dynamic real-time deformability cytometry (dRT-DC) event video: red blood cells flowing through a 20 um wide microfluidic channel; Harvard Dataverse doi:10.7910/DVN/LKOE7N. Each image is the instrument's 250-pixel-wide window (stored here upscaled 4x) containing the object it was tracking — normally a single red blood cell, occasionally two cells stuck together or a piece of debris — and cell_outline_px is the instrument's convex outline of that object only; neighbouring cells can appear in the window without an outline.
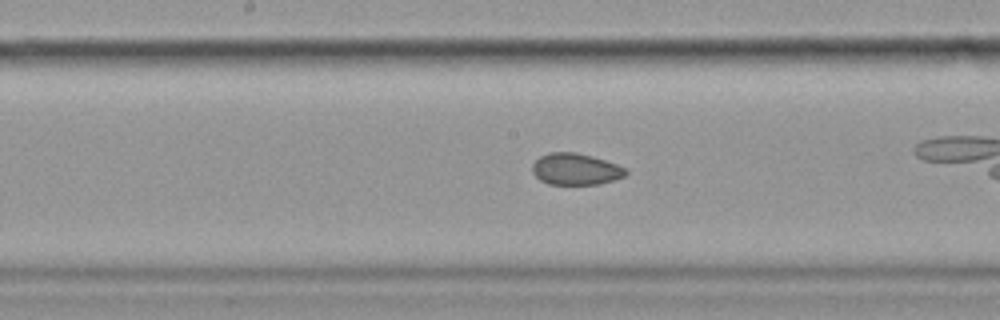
{"species": "common noctule bat (a hibernating species)", "species_latin": "Nyctalus noctula", "temperature_condition": "cold", "stored_images_in_passage": 31, "camera_frame_rate_fps": 3000, "um_per_image_px": 0.085, "animal": {"sex": "female", "body_mass_g": 19.9}, "frame": {"image": 1, "passage_image": 10, "time_ms": 3.0, "image_size_px": [1000, 320], "cell_outline_px": [[628, 172], [624, 176], [600, 184], [548, 184], [540, 180], [532, 172], [532, 164], [540, 156], [548, 152], [576, 152], [592, 156], [616, 164], [624, 168]], "centroid_in_image_um": [48.89, 14.37], "position_along_channel_um": 199.3, "area_um2": 17.11}}